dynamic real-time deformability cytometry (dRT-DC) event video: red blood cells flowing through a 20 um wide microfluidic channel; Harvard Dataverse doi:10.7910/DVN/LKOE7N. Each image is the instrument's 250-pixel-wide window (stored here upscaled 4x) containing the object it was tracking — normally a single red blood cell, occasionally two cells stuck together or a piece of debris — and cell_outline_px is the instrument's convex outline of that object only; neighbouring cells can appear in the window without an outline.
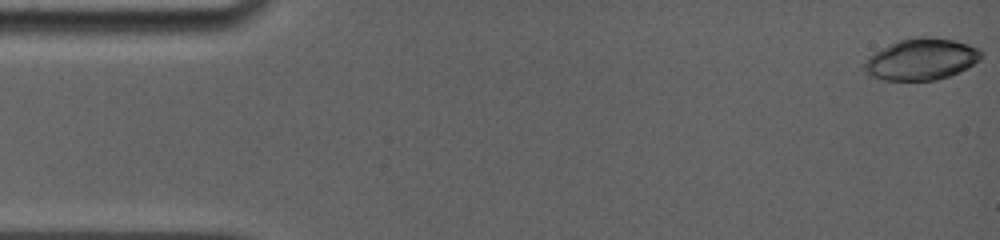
{"species": "common noctule bat (a hibernating species)", "species_latin": "Nyctalus noctula", "temperature_condition": "room temperature", "stored_images_in_passage": 12, "camera_frame_rate_fps": 5000, "um_per_image_px": 0.085, "animal": {"sex": "female", "body_mass_g": 19.0, "forearm_length_mm": 56.7}, "frame": {"image": 1, "passage_image": 1, "time_ms": 0.0, "image_size_px": [1000, 240], "cell_outline_px": [[984, 52], [980, 60], [968, 68], [960, 72], [936, 80], [884, 80], [868, 76], [864, 68], [864, 64], [868, 56], [888, 44], [896, 40], [920, 36], [928, 36], [952, 40], [968, 44], [980, 48]], "centroid_in_image_um": [78.32, 5.03], "position_along_channel_um": 6.7, "area_um2": 28.61}}